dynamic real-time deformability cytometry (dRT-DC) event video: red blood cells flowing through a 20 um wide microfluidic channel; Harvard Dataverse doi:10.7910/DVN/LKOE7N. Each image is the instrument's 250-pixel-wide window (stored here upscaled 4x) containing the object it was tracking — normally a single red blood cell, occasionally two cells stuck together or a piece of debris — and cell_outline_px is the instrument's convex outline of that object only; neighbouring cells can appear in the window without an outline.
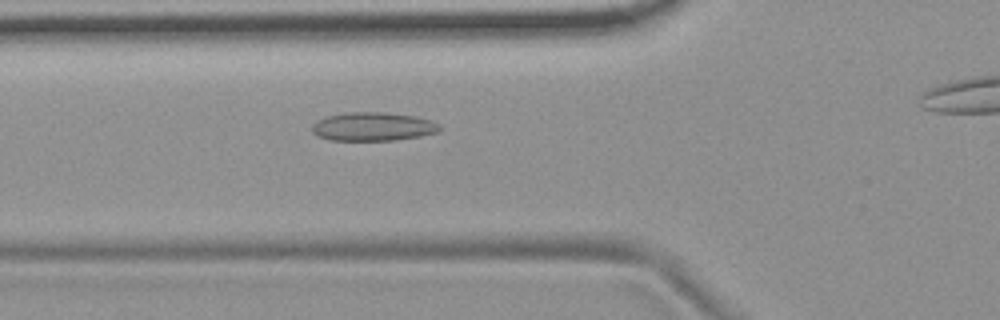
{"species": "common noctule bat (a hibernating species)", "species_latin": "Nyctalus noctula", "temperature_condition": "room temperature", "stored_images_in_passage": 5, "camera_frame_rate_fps": 3000, "um_per_image_px": 0.085, "animal": {"sex": "female", "body_mass_g": 19.9}, "frame": {"image": 1, "passage_image": 4, "time_ms": 4.333, "image_size_px": [1000, 320], "cell_outline_px": [[444, 128], [440, 132], [420, 136], [396, 140], [328, 140], [316, 136], [312, 132], [312, 124], [316, 120], [324, 116], [348, 112], [384, 112], [416, 116], [432, 120], [440, 124]], "centroid_in_image_um": [31.72, 10.76], "position_along_channel_um": 94.1, "area_um2": 21.73}}